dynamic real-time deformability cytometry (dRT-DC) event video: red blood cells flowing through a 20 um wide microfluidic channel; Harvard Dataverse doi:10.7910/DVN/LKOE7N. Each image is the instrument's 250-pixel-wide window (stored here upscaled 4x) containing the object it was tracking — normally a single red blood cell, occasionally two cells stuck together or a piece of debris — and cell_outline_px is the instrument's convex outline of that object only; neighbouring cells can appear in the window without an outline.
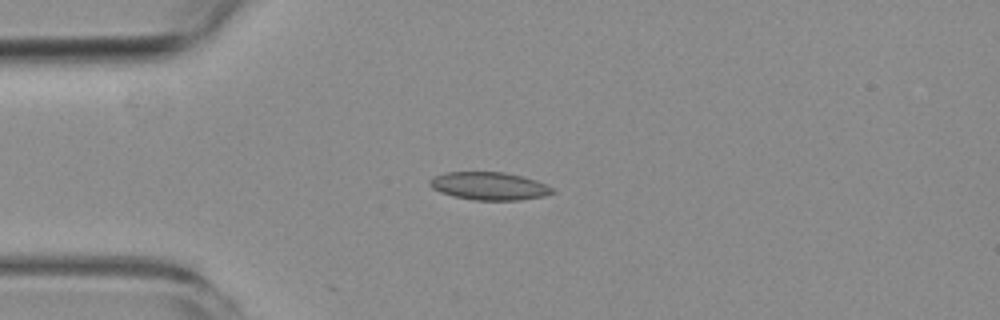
{"species": "common noctule bat (a hibernating species)", "species_latin": "Nyctalus noctula", "temperature_condition": "room temperature", "stored_images_in_passage": 5, "camera_frame_rate_fps": 3000, "um_per_image_px": 0.085, "animal": {"sex": "female", "body_mass_g": 19.3, "forearm_length_mm": 54.1}, "frame": {"image": 1, "passage_image": 3, "time_ms": 2.333, "image_size_px": [1000, 320], "cell_outline_px": [[556, 192], [544, 196], [520, 200], [472, 200], [452, 196], [440, 192], [432, 188], [428, 184], [428, 180], [444, 172], [504, 172], [536, 180], [552, 188]], "centroid_in_image_um": [41.55, 15.82], "position_along_channel_um": 43.5, "area_um2": 19.94}}
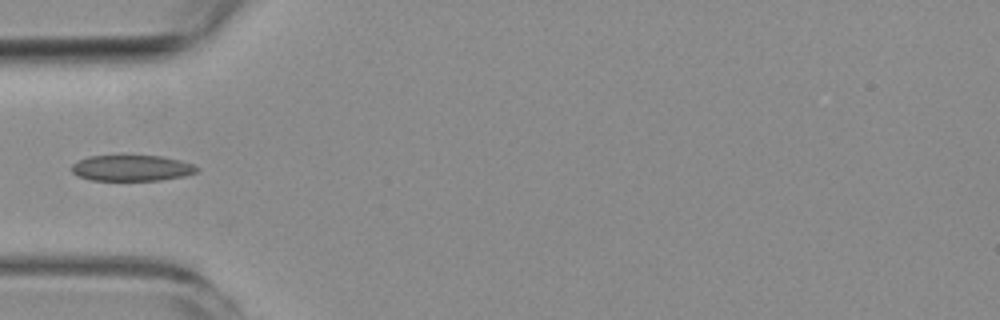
{"frame": {"image": 2, "passage_image": 4, "time_ms": 3.667, "image_size_px": [1000, 320], "cell_outline_px": [[200, 168], [196, 172], [184, 176], [160, 180], [92, 180], [80, 176], [72, 172], [72, 164], [88, 156], [164, 156], [180, 160], [192, 164]], "centroid_in_image_um": [11.23, 14.28], "position_along_channel_um": 73.8, "area_um2": 18.73}}
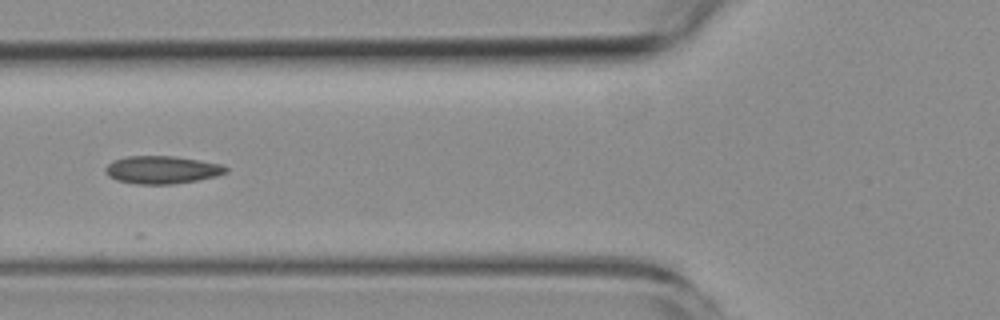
{"frame": {"image": 3, "passage_image": 5, "time_ms": 4.667, "image_size_px": [1000, 320], "cell_outline_px": [[228, 172], [216, 176], [196, 180], [172, 184], [136, 184], [116, 180], [108, 176], [104, 172], [104, 168], [112, 160], [128, 156], [172, 156], [220, 164], [228, 168]], "centroid_in_image_um": [13.71, 14.44], "position_along_channel_um": 112.1, "area_um2": 19.42}}